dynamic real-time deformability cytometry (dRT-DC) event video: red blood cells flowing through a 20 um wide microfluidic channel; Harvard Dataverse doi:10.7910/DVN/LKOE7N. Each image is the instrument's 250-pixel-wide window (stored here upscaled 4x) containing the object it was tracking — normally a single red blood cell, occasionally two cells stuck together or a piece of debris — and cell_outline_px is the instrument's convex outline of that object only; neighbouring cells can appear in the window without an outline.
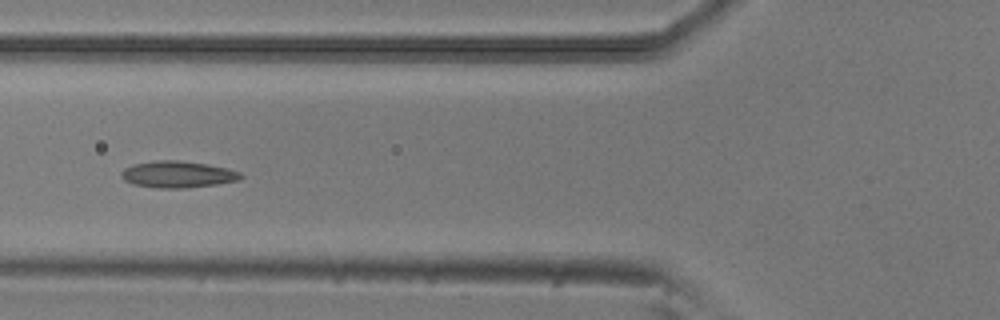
{"species": "common noctule bat (a hibernating species)", "species_latin": "Nyctalus noctula", "temperature_condition": "room temperature", "stored_images_in_passage": 4, "camera_frame_rate_fps": 3000, "um_per_image_px": 0.085, "animal": {"sex": "male", "body_mass_g": 20.5, "forearm_length_mm": 52.5}, "frame": {"image": 1, "passage_image": 3, "time_ms": 0.667, "image_size_px": [1000, 320], "cell_outline_px": [[244, 176], [240, 180], [216, 184], [188, 188], [156, 188], [132, 184], [124, 180], [120, 176], [120, 172], [124, 168], [132, 164], [156, 160], [176, 160], [208, 164], [240, 172]], "centroid_in_image_um": [15.06, 14.82], "position_along_channel_um": 110.7, "area_um2": 18.67}}
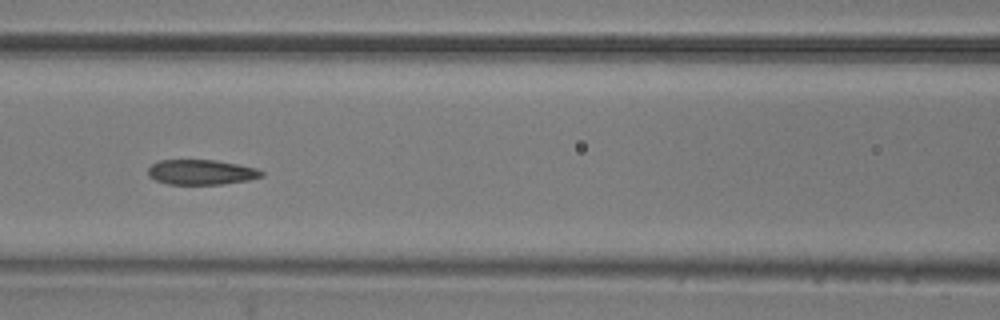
{"frame": {"image": 2, "passage_image": 4, "time_ms": 1.0, "image_size_px": [1000, 320], "cell_outline_px": [[264, 176], [248, 180], [224, 184], [168, 184], [156, 180], [148, 176], [148, 168], [152, 164], [160, 160], [216, 160], [256, 168], [264, 172]], "centroid_in_image_um": [17.11, 14.63], "position_along_channel_um": 149.5, "area_um2": 16.53}}